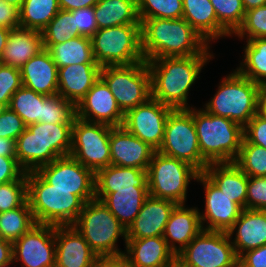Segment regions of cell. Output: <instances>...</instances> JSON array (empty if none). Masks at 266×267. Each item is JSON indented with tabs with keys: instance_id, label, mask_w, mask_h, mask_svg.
<instances>
[{
	"instance_id": "1",
	"label": "cell",
	"mask_w": 266,
	"mask_h": 267,
	"mask_svg": "<svg viewBox=\"0 0 266 267\" xmlns=\"http://www.w3.org/2000/svg\"><path fill=\"white\" fill-rule=\"evenodd\" d=\"M141 37L145 61L161 57L211 55L209 43L184 18L144 19Z\"/></svg>"
},
{
	"instance_id": "2",
	"label": "cell",
	"mask_w": 266,
	"mask_h": 267,
	"mask_svg": "<svg viewBox=\"0 0 266 267\" xmlns=\"http://www.w3.org/2000/svg\"><path fill=\"white\" fill-rule=\"evenodd\" d=\"M211 56L161 57L146 61L151 73L152 98L172 109H189L188 91Z\"/></svg>"
},
{
	"instance_id": "3",
	"label": "cell",
	"mask_w": 266,
	"mask_h": 267,
	"mask_svg": "<svg viewBox=\"0 0 266 267\" xmlns=\"http://www.w3.org/2000/svg\"><path fill=\"white\" fill-rule=\"evenodd\" d=\"M73 124L34 123L16 140V158L28 173L37 171L55 159L69 156Z\"/></svg>"
},
{
	"instance_id": "4",
	"label": "cell",
	"mask_w": 266,
	"mask_h": 267,
	"mask_svg": "<svg viewBox=\"0 0 266 267\" xmlns=\"http://www.w3.org/2000/svg\"><path fill=\"white\" fill-rule=\"evenodd\" d=\"M27 201L37 224L73 225L84 202L73 191L54 189L36 171L26 173Z\"/></svg>"
},
{
	"instance_id": "5",
	"label": "cell",
	"mask_w": 266,
	"mask_h": 267,
	"mask_svg": "<svg viewBox=\"0 0 266 267\" xmlns=\"http://www.w3.org/2000/svg\"><path fill=\"white\" fill-rule=\"evenodd\" d=\"M202 158L208 163H232L240 153L244 127L226 117L193 109Z\"/></svg>"
},
{
	"instance_id": "6",
	"label": "cell",
	"mask_w": 266,
	"mask_h": 267,
	"mask_svg": "<svg viewBox=\"0 0 266 267\" xmlns=\"http://www.w3.org/2000/svg\"><path fill=\"white\" fill-rule=\"evenodd\" d=\"M205 106L207 112L244 127L258 112V84L235 70L222 80L217 93Z\"/></svg>"
},
{
	"instance_id": "7",
	"label": "cell",
	"mask_w": 266,
	"mask_h": 267,
	"mask_svg": "<svg viewBox=\"0 0 266 267\" xmlns=\"http://www.w3.org/2000/svg\"><path fill=\"white\" fill-rule=\"evenodd\" d=\"M98 65H130L145 61L142 52L141 24L102 28L91 37Z\"/></svg>"
},
{
	"instance_id": "8",
	"label": "cell",
	"mask_w": 266,
	"mask_h": 267,
	"mask_svg": "<svg viewBox=\"0 0 266 267\" xmlns=\"http://www.w3.org/2000/svg\"><path fill=\"white\" fill-rule=\"evenodd\" d=\"M96 255L123 253L117 248L118 237L127 241V230L100 200L86 202L73 224Z\"/></svg>"
},
{
	"instance_id": "9",
	"label": "cell",
	"mask_w": 266,
	"mask_h": 267,
	"mask_svg": "<svg viewBox=\"0 0 266 267\" xmlns=\"http://www.w3.org/2000/svg\"><path fill=\"white\" fill-rule=\"evenodd\" d=\"M100 77L124 114L152 97L151 73L146 61L102 66Z\"/></svg>"
},
{
	"instance_id": "10",
	"label": "cell",
	"mask_w": 266,
	"mask_h": 267,
	"mask_svg": "<svg viewBox=\"0 0 266 267\" xmlns=\"http://www.w3.org/2000/svg\"><path fill=\"white\" fill-rule=\"evenodd\" d=\"M199 174L190 164L156 151L147 168L149 195L184 204L189 182Z\"/></svg>"
},
{
	"instance_id": "11",
	"label": "cell",
	"mask_w": 266,
	"mask_h": 267,
	"mask_svg": "<svg viewBox=\"0 0 266 267\" xmlns=\"http://www.w3.org/2000/svg\"><path fill=\"white\" fill-rule=\"evenodd\" d=\"M159 153L184 161L200 173L209 165L200 152L193 109H172L168 115Z\"/></svg>"
},
{
	"instance_id": "12",
	"label": "cell",
	"mask_w": 266,
	"mask_h": 267,
	"mask_svg": "<svg viewBox=\"0 0 266 267\" xmlns=\"http://www.w3.org/2000/svg\"><path fill=\"white\" fill-rule=\"evenodd\" d=\"M227 232L202 230L177 256L184 267H238Z\"/></svg>"
},
{
	"instance_id": "13",
	"label": "cell",
	"mask_w": 266,
	"mask_h": 267,
	"mask_svg": "<svg viewBox=\"0 0 266 267\" xmlns=\"http://www.w3.org/2000/svg\"><path fill=\"white\" fill-rule=\"evenodd\" d=\"M112 126L74 119L70 156L95 173L111 165L110 131Z\"/></svg>"
},
{
	"instance_id": "14",
	"label": "cell",
	"mask_w": 266,
	"mask_h": 267,
	"mask_svg": "<svg viewBox=\"0 0 266 267\" xmlns=\"http://www.w3.org/2000/svg\"><path fill=\"white\" fill-rule=\"evenodd\" d=\"M36 172L54 189L73 191L84 203L95 199V172L70 155L55 159Z\"/></svg>"
},
{
	"instance_id": "15",
	"label": "cell",
	"mask_w": 266,
	"mask_h": 267,
	"mask_svg": "<svg viewBox=\"0 0 266 267\" xmlns=\"http://www.w3.org/2000/svg\"><path fill=\"white\" fill-rule=\"evenodd\" d=\"M172 108L152 97L124 114L122 126L156 151L163 143L165 124Z\"/></svg>"
},
{
	"instance_id": "16",
	"label": "cell",
	"mask_w": 266,
	"mask_h": 267,
	"mask_svg": "<svg viewBox=\"0 0 266 267\" xmlns=\"http://www.w3.org/2000/svg\"><path fill=\"white\" fill-rule=\"evenodd\" d=\"M55 226L36 224L12 243L14 261L23 267H55Z\"/></svg>"
},
{
	"instance_id": "17",
	"label": "cell",
	"mask_w": 266,
	"mask_h": 267,
	"mask_svg": "<svg viewBox=\"0 0 266 267\" xmlns=\"http://www.w3.org/2000/svg\"><path fill=\"white\" fill-rule=\"evenodd\" d=\"M76 117L87 122L102 123L112 127L122 126L124 121V113L101 77L76 106Z\"/></svg>"
},
{
	"instance_id": "18",
	"label": "cell",
	"mask_w": 266,
	"mask_h": 267,
	"mask_svg": "<svg viewBox=\"0 0 266 267\" xmlns=\"http://www.w3.org/2000/svg\"><path fill=\"white\" fill-rule=\"evenodd\" d=\"M205 188V211L199 213L203 230L228 232L241 215L243 208L233 202L204 174L196 179ZM206 221L207 227L203 226Z\"/></svg>"
},
{
	"instance_id": "19",
	"label": "cell",
	"mask_w": 266,
	"mask_h": 267,
	"mask_svg": "<svg viewBox=\"0 0 266 267\" xmlns=\"http://www.w3.org/2000/svg\"><path fill=\"white\" fill-rule=\"evenodd\" d=\"M111 164L147 170L156 152L123 126L112 127L109 138Z\"/></svg>"
},
{
	"instance_id": "20",
	"label": "cell",
	"mask_w": 266,
	"mask_h": 267,
	"mask_svg": "<svg viewBox=\"0 0 266 267\" xmlns=\"http://www.w3.org/2000/svg\"><path fill=\"white\" fill-rule=\"evenodd\" d=\"M55 267H92L96 254L73 225L55 226Z\"/></svg>"
},
{
	"instance_id": "21",
	"label": "cell",
	"mask_w": 266,
	"mask_h": 267,
	"mask_svg": "<svg viewBox=\"0 0 266 267\" xmlns=\"http://www.w3.org/2000/svg\"><path fill=\"white\" fill-rule=\"evenodd\" d=\"M176 205L173 201L149 195L137 217L127 229V239L163 236L165 225Z\"/></svg>"
},
{
	"instance_id": "22",
	"label": "cell",
	"mask_w": 266,
	"mask_h": 267,
	"mask_svg": "<svg viewBox=\"0 0 266 267\" xmlns=\"http://www.w3.org/2000/svg\"><path fill=\"white\" fill-rule=\"evenodd\" d=\"M199 213L184 204H177L171 212L162 237L176 256L203 230Z\"/></svg>"
},
{
	"instance_id": "23",
	"label": "cell",
	"mask_w": 266,
	"mask_h": 267,
	"mask_svg": "<svg viewBox=\"0 0 266 267\" xmlns=\"http://www.w3.org/2000/svg\"><path fill=\"white\" fill-rule=\"evenodd\" d=\"M97 63L73 64L58 68V94L77 106L100 78Z\"/></svg>"
},
{
	"instance_id": "24",
	"label": "cell",
	"mask_w": 266,
	"mask_h": 267,
	"mask_svg": "<svg viewBox=\"0 0 266 267\" xmlns=\"http://www.w3.org/2000/svg\"><path fill=\"white\" fill-rule=\"evenodd\" d=\"M23 86L46 96L58 94V67L47 49L41 50L21 68Z\"/></svg>"
},
{
	"instance_id": "25",
	"label": "cell",
	"mask_w": 266,
	"mask_h": 267,
	"mask_svg": "<svg viewBox=\"0 0 266 267\" xmlns=\"http://www.w3.org/2000/svg\"><path fill=\"white\" fill-rule=\"evenodd\" d=\"M237 231L232 242L236 255L259 248L266 244V210L243 209L241 215L227 232L231 238Z\"/></svg>"
},
{
	"instance_id": "26",
	"label": "cell",
	"mask_w": 266,
	"mask_h": 267,
	"mask_svg": "<svg viewBox=\"0 0 266 267\" xmlns=\"http://www.w3.org/2000/svg\"><path fill=\"white\" fill-rule=\"evenodd\" d=\"M125 245V255L133 267H165L176 259L162 236L127 239Z\"/></svg>"
},
{
	"instance_id": "27",
	"label": "cell",
	"mask_w": 266,
	"mask_h": 267,
	"mask_svg": "<svg viewBox=\"0 0 266 267\" xmlns=\"http://www.w3.org/2000/svg\"><path fill=\"white\" fill-rule=\"evenodd\" d=\"M148 196V187L133 186V188L114 189V193L110 194H95V199L102 201L127 230Z\"/></svg>"
},
{
	"instance_id": "28",
	"label": "cell",
	"mask_w": 266,
	"mask_h": 267,
	"mask_svg": "<svg viewBox=\"0 0 266 267\" xmlns=\"http://www.w3.org/2000/svg\"><path fill=\"white\" fill-rule=\"evenodd\" d=\"M227 197L246 209L248 175L234 162L211 163L203 172Z\"/></svg>"
},
{
	"instance_id": "29",
	"label": "cell",
	"mask_w": 266,
	"mask_h": 267,
	"mask_svg": "<svg viewBox=\"0 0 266 267\" xmlns=\"http://www.w3.org/2000/svg\"><path fill=\"white\" fill-rule=\"evenodd\" d=\"M43 49L41 31L21 27L10 29L1 60L5 65L20 69Z\"/></svg>"
},
{
	"instance_id": "30",
	"label": "cell",
	"mask_w": 266,
	"mask_h": 267,
	"mask_svg": "<svg viewBox=\"0 0 266 267\" xmlns=\"http://www.w3.org/2000/svg\"><path fill=\"white\" fill-rule=\"evenodd\" d=\"M148 187L147 170L109 165L95 173V194L114 193V189Z\"/></svg>"
},
{
	"instance_id": "31",
	"label": "cell",
	"mask_w": 266,
	"mask_h": 267,
	"mask_svg": "<svg viewBox=\"0 0 266 267\" xmlns=\"http://www.w3.org/2000/svg\"><path fill=\"white\" fill-rule=\"evenodd\" d=\"M182 18L207 42L230 35L218 23L216 12L210 0H183Z\"/></svg>"
},
{
	"instance_id": "32",
	"label": "cell",
	"mask_w": 266,
	"mask_h": 267,
	"mask_svg": "<svg viewBox=\"0 0 266 267\" xmlns=\"http://www.w3.org/2000/svg\"><path fill=\"white\" fill-rule=\"evenodd\" d=\"M98 30L126 24H141L137 0H99L94 6Z\"/></svg>"
},
{
	"instance_id": "33",
	"label": "cell",
	"mask_w": 266,
	"mask_h": 267,
	"mask_svg": "<svg viewBox=\"0 0 266 267\" xmlns=\"http://www.w3.org/2000/svg\"><path fill=\"white\" fill-rule=\"evenodd\" d=\"M48 51L58 68L73 64L97 63L91 38L86 36L73 37L63 43L53 44Z\"/></svg>"
},
{
	"instance_id": "34",
	"label": "cell",
	"mask_w": 266,
	"mask_h": 267,
	"mask_svg": "<svg viewBox=\"0 0 266 267\" xmlns=\"http://www.w3.org/2000/svg\"><path fill=\"white\" fill-rule=\"evenodd\" d=\"M60 10L58 0H24L19 9L20 27L42 31Z\"/></svg>"
},
{
	"instance_id": "35",
	"label": "cell",
	"mask_w": 266,
	"mask_h": 267,
	"mask_svg": "<svg viewBox=\"0 0 266 267\" xmlns=\"http://www.w3.org/2000/svg\"><path fill=\"white\" fill-rule=\"evenodd\" d=\"M246 42L244 61L237 68V72L256 84L265 83L266 38H255Z\"/></svg>"
},
{
	"instance_id": "36",
	"label": "cell",
	"mask_w": 266,
	"mask_h": 267,
	"mask_svg": "<svg viewBox=\"0 0 266 267\" xmlns=\"http://www.w3.org/2000/svg\"><path fill=\"white\" fill-rule=\"evenodd\" d=\"M36 224L27 201L20 207L0 213V238L13 243Z\"/></svg>"
},
{
	"instance_id": "37",
	"label": "cell",
	"mask_w": 266,
	"mask_h": 267,
	"mask_svg": "<svg viewBox=\"0 0 266 267\" xmlns=\"http://www.w3.org/2000/svg\"><path fill=\"white\" fill-rule=\"evenodd\" d=\"M45 97L46 95L22 86L13 94L8 107L24 121L26 126L42 123V102Z\"/></svg>"
},
{
	"instance_id": "38",
	"label": "cell",
	"mask_w": 266,
	"mask_h": 267,
	"mask_svg": "<svg viewBox=\"0 0 266 267\" xmlns=\"http://www.w3.org/2000/svg\"><path fill=\"white\" fill-rule=\"evenodd\" d=\"M43 47L49 49L53 44L63 43L73 37L82 36L75 28L72 11L60 10L49 24L41 31Z\"/></svg>"
},
{
	"instance_id": "39",
	"label": "cell",
	"mask_w": 266,
	"mask_h": 267,
	"mask_svg": "<svg viewBox=\"0 0 266 267\" xmlns=\"http://www.w3.org/2000/svg\"><path fill=\"white\" fill-rule=\"evenodd\" d=\"M76 106L59 94L46 96L42 102V123L73 124Z\"/></svg>"
},
{
	"instance_id": "40",
	"label": "cell",
	"mask_w": 266,
	"mask_h": 267,
	"mask_svg": "<svg viewBox=\"0 0 266 267\" xmlns=\"http://www.w3.org/2000/svg\"><path fill=\"white\" fill-rule=\"evenodd\" d=\"M249 177H266V149L245 139L234 162Z\"/></svg>"
},
{
	"instance_id": "41",
	"label": "cell",
	"mask_w": 266,
	"mask_h": 267,
	"mask_svg": "<svg viewBox=\"0 0 266 267\" xmlns=\"http://www.w3.org/2000/svg\"><path fill=\"white\" fill-rule=\"evenodd\" d=\"M140 22L144 19H180L183 16V0H137Z\"/></svg>"
},
{
	"instance_id": "42",
	"label": "cell",
	"mask_w": 266,
	"mask_h": 267,
	"mask_svg": "<svg viewBox=\"0 0 266 267\" xmlns=\"http://www.w3.org/2000/svg\"><path fill=\"white\" fill-rule=\"evenodd\" d=\"M217 15L218 23L230 34L242 25L245 9L242 0H210Z\"/></svg>"
},
{
	"instance_id": "43",
	"label": "cell",
	"mask_w": 266,
	"mask_h": 267,
	"mask_svg": "<svg viewBox=\"0 0 266 267\" xmlns=\"http://www.w3.org/2000/svg\"><path fill=\"white\" fill-rule=\"evenodd\" d=\"M26 202V173L18 180L0 185V213L20 207Z\"/></svg>"
},
{
	"instance_id": "44",
	"label": "cell",
	"mask_w": 266,
	"mask_h": 267,
	"mask_svg": "<svg viewBox=\"0 0 266 267\" xmlns=\"http://www.w3.org/2000/svg\"><path fill=\"white\" fill-rule=\"evenodd\" d=\"M234 34L240 38L246 34L247 40L266 38V5L246 11L242 25Z\"/></svg>"
},
{
	"instance_id": "45",
	"label": "cell",
	"mask_w": 266,
	"mask_h": 267,
	"mask_svg": "<svg viewBox=\"0 0 266 267\" xmlns=\"http://www.w3.org/2000/svg\"><path fill=\"white\" fill-rule=\"evenodd\" d=\"M22 86L20 69L4 64L0 70V102L8 107L13 94Z\"/></svg>"
},
{
	"instance_id": "46",
	"label": "cell",
	"mask_w": 266,
	"mask_h": 267,
	"mask_svg": "<svg viewBox=\"0 0 266 267\" xmlns=\"http://www.w3.org/2000/svg\"><path fill=\"white\" fill-rule=\"evenodd\" d=\"M246 209L266 210V177H249Z\"/></svg>"
},
{
	"instance_id": "47",
	"label": "cell",
	"mask_w": 266,
	"mask_h": 267,
	"mask_svg": "<svg viewBox=\"0 0 266 267\" xmlns=\"http://www.w3.org/2000/svg\"><path fill=\"white\" fill-rule=\"evenodd\" d=\"M26 128L24 121L9 107L0 115V137L17 140Z\"/></svg>"
},
{
	"instance_id": "48",
	"label": "cell",
	"mask_w": 266,
	"mask_h": 267,
	"mask_svg": "<svg viewBox=\"0 0 266 267\" xmlns=\"http://www.w3.org/2000/svg\"><path fill=\"white\" fill-rule=\"evenodd\" d=\"M244 139L266 149V116L257 112L244 126Z\"/></svg>"
},
{
	"instance_id": "49",
	"label": "cell",
	"mask_w": 266,
	"mask_h": 267,
	"mask_svg": "<svg viewBox=\"0 0 266 267\" xmlns=\"http://www.w3.org/2000/svg\"><path fill=\"white\" fill-rule=\"evenodd\" d=\"M75 17V28H78L82 36L92 37L98 30L96 18L94 14V7H85L72 11Z\"/></svg>"
},
{
	"instance_id": "50",
	"label": "cell",
	"mask_w": 266,
	"mask_h": 267,
	"mask_svg": "<svg viewBox=\"0 0 266 267\" xmlns=\"http://www.w3.org/2000/svg\"><path fill=\"white\" fill-rule=\"evenodd\" d=\"M26 172L19 165L17 158L0 156V185L20 179Z\"/></svg>"
},
{
	"instance_id": "51",
	"label": "cell",
	"mask_w": 266,
	"mask_h": 267,
	"mask_svg": "<svg viewBox=\"0 0 266 267\" xmlns=\"http://www.w3.org/2000/svg\"><path fill=\"white\" fill-rule=\"evenodd\" d=\"M238 267H266V244L242 253L238 258Z\"/></svg>"
},
{
	"instance_id": "52",
	"label": "cell",
	"mask_w": 266,
	"mask_h": 267,
	"mask_svg": "<svg viewBox=\"0 0 266 267\" xmlns=\"http://www.w3.org/2000/svg\"><path fill=\"white\" fill-rule=\"evenodd\" d=\"M0 27L15 29L20 27L19 9L0 0Z\"/></svg>"
},
{
	"instance_id": "53",
	"label": "cell",
	"mask_w": 266,
	"mask_h": 267,
	"mask_svg": "<svg viewBox=\"0 0 266 267\" xmlns=\"http://www.w3.org/2000/svg\"><path fill=\"white\" fill-rule=\"evenodd\" d=\"M128 264L124 252L114 255H96L92 267H126Z\"/></svg>"
},
{
	"instance_id": "54",
	"label": "cell",
	"mask_w": 266,
	"mask_h": 267,
	"mask_svg": "<svg viewBox=\"0 0 266 267\" xmlns=\"http://www.w3.org/2000/svg\"><path fill=\"white\" fill-rule=\"evenodd\" d=\"M60 9L74 11L85 7H94L99 0H58Z\"/></svg>"
},
{
	"instance_id": "55",
	"label": "cell",
	"mask_w": 266,
	"mask_h": 267,
	"mask_svg": "<svg viewBox=\"0 0 266 267\" xmlns=\"http://www.w3.org/2000/svg\"><path fill=\"white\" fill-rule=\"evenodd\" d=\"M0 156L16 158V140L0 137Z\"/></svg>"
},
{
	"instance_id": "56",
	"label": "cell",
	"mask_w": 266,
	"mask_h": 267,
	"mask_svg": "<svg viewBox=\"0 0 266 267\" xmlns=\"http://www.w3.org/2000/svg\"><path fill=\"white\" fill-rule=\"evenodd\" d=\"M12 258V242L0 238V265L10 261Z\"/></svg>"
},
{
	"instance_id": "57",
	"label": "cell",
	"mask_w": 266,
	"mask_h": 267,
	"mask_svg": "<svg viewBox=\"0 0 266 267\" xmlns=\"http://www.w3.org/2000/svg\"><path fill=\"white\" fill-rule=\"evenodd\" d=\"M258 112H266V82L258 84Z\"/></svg>"
},
{
	"instance_id": "58",
	"label": "cell",
	"mask_w": 266,
	"mask_h": 267,
	"mask_svg": "<svg viewBox=\"0 0 266 267\" xmlns=\"http://www.w3.org/2000/svg\"><path fill=\"white\" fill-rule=\"evenodd\" d=\"M10 29L0 27V59L2 58L7 39L9 37Z\"/></svg>"
},
{
	"instance_id": "59",
	"label": "cell",
	"mask_w": 266,
	"mask_h": 267,
	"mask_svg": "<svg viewBox=\"0 0 266 267\" xmlns=\"http://www.w3.org/2000/svg\"><path fill=\"white\" fill-rule=\"evenodd\" d=\"M245 11L266 5V0H242Z\"/></svg>"
},
{
	"instance_id": "60",
	"label": "cell",
	"mask_w": 266,
	"mask_h": 267,
	"mask_svg": "<svg viewBox=\"0 0 266 267\" xmlns=\"http://www.w3.org/2000/svg\"><path fill=\"white\" fill-rule=\"evenodd\" d=\"M6 3L15 6L16 8L20 9L24 0H4Z\"/></svg>"
},
{
	"instance_id": "61",
	"label": "cell",
	"mask_w": 266,
	"mask_h": 267,
	"mask_svg": "<svg viewBox=\"0 0 266 267\" xmlns=\"http://www.w3.org/2000/svg\"><path fill=\"white\" fill-rule=\"evenodd\" d=\"M165 267H184L177 259H175L171 264Z\"/></svg>"
},
{
	"instance_id": "62",
	"label": "cell",
	"mask_w": 266,
	"mask_h": 267,
	"mask_svg": "<svg viewBox=\"0 0 266 267\" xmlns=\"http://www.w3.org/2000/svg\"><path fill=\"white\" fill-rule=\"evenodd\" d=\"M13 262H14V259L12 258L10 261L1 264L0 267H8L10 265V263H13Z\"/></svg>"
},
{
	"instance_id": "63",
	"label": "cell",
	"mask_w": 266,
	"mask_h": 267,
	"mask_svg": "<svg viewBox=\"0 0 266 267\" xmlns=\"http://www.w3.org/2000/svg\"><path fill=\"white\" fill-rule=\"evenodd\" d=\"M7 108V106L5 104H2L0 102V115L4 112V110Z\"/></svg>"
},
{
	"instance_id": "64",
	"label": "cell",
	"mask_w": 266,
	"mask_h": 267,
	"mask_svg": "<svg viewBox=\"0 0 266 267\" xmlns=\"http://www.w3.org/2000/svg\"><path fill=\"white\" fill-rule=\"evenodd\" d=\"M3 65H4V62L0 59V70H1Z\"/></svg>"
},
{
	"instance_id": "65",
	"label": "cell",
	"mask_w": 266,
	"mask_h": 267,
	"mask_svg": "<svg viewBox=\"0 0 266 267\" xmlns=\"http://www.w3.org/2000/svg\"><path fill=\"white\" fill-rule=\"evenodd\" d=\"M260 114H263V115H265L266 116V112H259Z\"/></svg>"
}]
</instances>
